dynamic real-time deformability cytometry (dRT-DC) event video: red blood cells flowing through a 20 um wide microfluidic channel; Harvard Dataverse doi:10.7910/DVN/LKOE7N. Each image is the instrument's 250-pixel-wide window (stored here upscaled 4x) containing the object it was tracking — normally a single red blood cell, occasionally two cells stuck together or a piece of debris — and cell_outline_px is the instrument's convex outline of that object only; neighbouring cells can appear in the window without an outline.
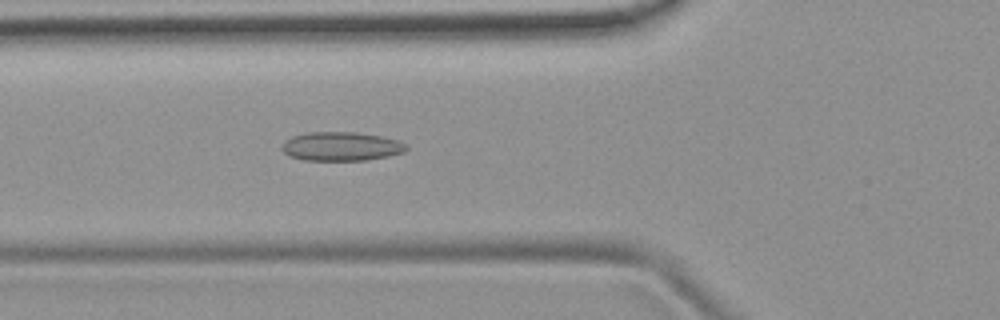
{"species": "common noctule bat (a hibernating species)", "species_latin": "Nyctalus noctula", "temperature_condition": "room temperature", "stored_images_in_passage": 52, "camera_frame_rate_fps": 3000, "um_per_image_px": 0.085, "animal": {"sex": "female", "body_mass_g": 19.9}, "frame": {"image": 1, "passage_image": 19, "time_ms": 6.0, "image_size_px": [1000, 320], "cell_outline_px": [[408, 148], [404, 152], [388, 156], [368, 160], [304, 160], [288, 156], [280, 148], [284, 140], [292, 136], [304, 132], [356, 132], [380, 136], [396, 140], [404, 144]], "centroid_in_image_um": [28.94, 12.44], "position_along_channel_um": 96.9, "area_um2": 21.04}}
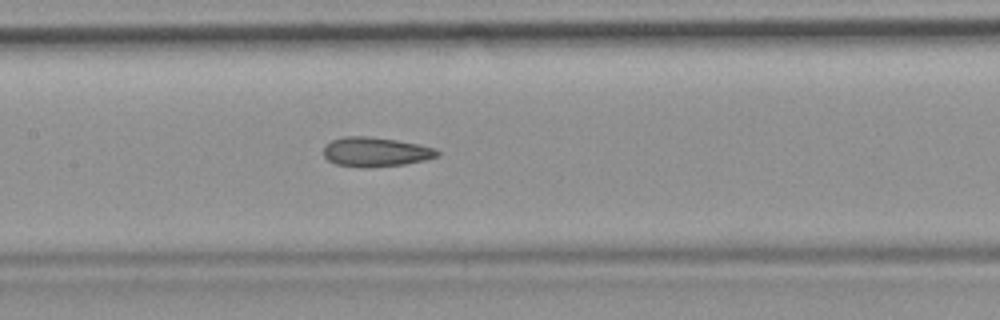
{"frame": {"image": 2, "passage_image": 25, "time_ms": 8.0, "image_size_px": [1000, 320], "cell_outline_px": [[440, 156], [428, 160], [404, 164], [368, 168], [360, 168], [336, 164], [328, 160], [324, 156], [324, 148], [332, 140], [344, 136], [368, 136], [396, 140], [436, 148], [440, 152]], "centroid_in_image_um": [31.96, 12.93], "position_along_channel_um": 175.4, "area_um2": 19.65}}
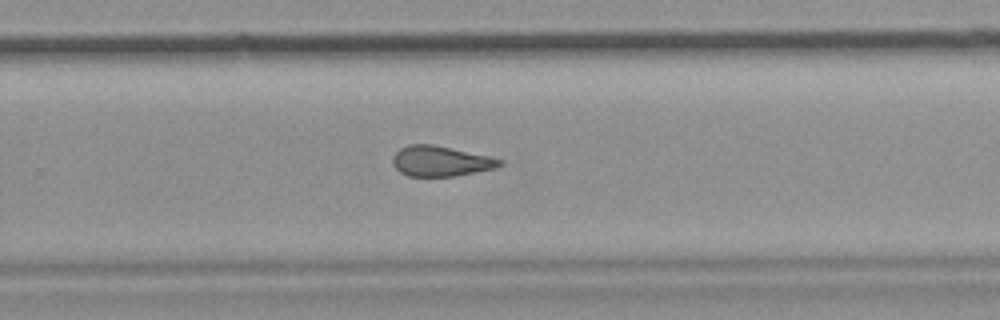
{"frame": {"image": 3, "passage_image": 34, "time_ms": 11.0, "image_size_px": [1000, 320], "cell_outline_px": [[504, 164], [496, 168], [456, 176], [408, 176], [400, 172], [392, 164], [392, 156], [400, 148], [408, 144], [432, 144], [488, 156], [500, 160]], "centroid_in_image_um": [37.42, 13.7], "position_along_channel_um": 292.4, "area_um2": 18.84}, "authors_computed_cell_mechanics": {"area_um2": 19.8254, "velocity_mm_per_s": 3.9174, "shape_relaxation_time_tau1_ms": null, "shape_relaxation_time_tau2_ms": 2.5132, "deformation_change_tau1": null, "deformation_change_tau2": 0.1017}}